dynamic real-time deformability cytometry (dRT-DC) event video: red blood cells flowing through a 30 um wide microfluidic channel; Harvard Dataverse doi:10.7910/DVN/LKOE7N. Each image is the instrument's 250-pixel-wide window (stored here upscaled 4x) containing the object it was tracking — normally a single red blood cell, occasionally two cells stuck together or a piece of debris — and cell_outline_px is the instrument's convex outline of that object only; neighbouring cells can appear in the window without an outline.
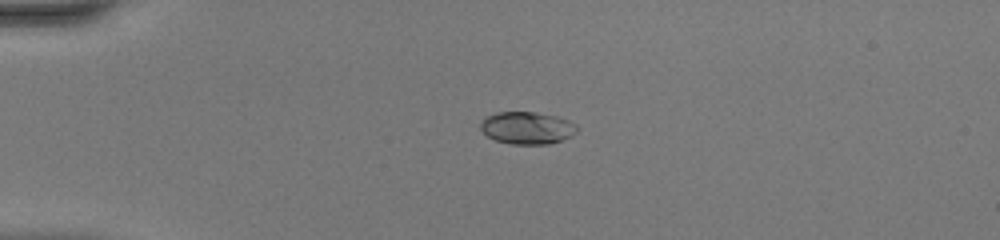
{"species": "common noctule bat (a hibernating species)", "species_latin": "Nyctalus noctula", "temperature_condition": "warm", "stored_images_in_passage": 36, "camera_frame_rate_fps": 3000, "um_per_image_px": 0.085, "animal": {"sex": "female", "body_mass_g": 20.0, "forearm_length_mm": 54.0}, "frame": {"image": 1, "passage_image": 1, "time_ms": 0.0, "image_size_px": [1000, 240], "cell_outline_px": [[580, 128], [572, 136], [548, 144], [512, 144], [496, 140], [488, 136], [480, 128], [480, 120], [484, 116], [496, 112], [536, 112], [556, 116], [568, 120], [576, 124]], "centroid_in_image_um": [44.8, 10.86], "position_along_channel_um": 40.2, "area_um2": 18.32}}
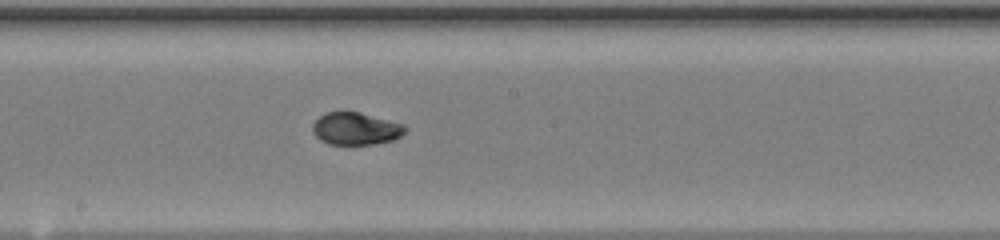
{"frame": {"image": 2, "passage_image": 16, "time_ms": 5.0, "image_size_px": [1000, 240], "cell_outline_px": [[408, 128], [400, 136], [392, 140], [372, 144], [328, 144], [320, 140], [312, 132], [312, 124], [324, 112], [360, 112], [404, 124]], "centroid_in_image_um": [30.22, 10.93], "position_along_channel_um": 218.0, "area_um2": 17.46}}
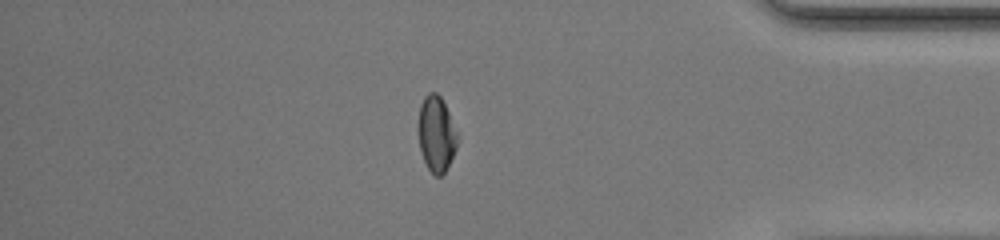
{"frame": {"image": 3, "passage_image": 30, "time_ms": 9.667, "image_size_px": [1000, 240], "cell_outline_px": [[456, 148], [444, 172], [440, 176], [436, 176], [428, 168], [424, 160], [420, 148], [420, 104], [424, 96], [428, 92], [436, 92], [440, 96], [448, 112], [456, 132]], "centroid_in_image_um": [37.08, 11.36], "position_along_channel_um": 398.1, "area_um2": 16.42}, "authors_computed_cell_mechanics": {"area_um2": 17.918, "velocity_mm_per_s": 4.4142, "shape_relaxation_time_tau1_ms": 5.8782, "shape_relaxation_time_tau2_ms": null, "deformation_change_tau1": 0.2406, "deformation_change_tau2": null}}